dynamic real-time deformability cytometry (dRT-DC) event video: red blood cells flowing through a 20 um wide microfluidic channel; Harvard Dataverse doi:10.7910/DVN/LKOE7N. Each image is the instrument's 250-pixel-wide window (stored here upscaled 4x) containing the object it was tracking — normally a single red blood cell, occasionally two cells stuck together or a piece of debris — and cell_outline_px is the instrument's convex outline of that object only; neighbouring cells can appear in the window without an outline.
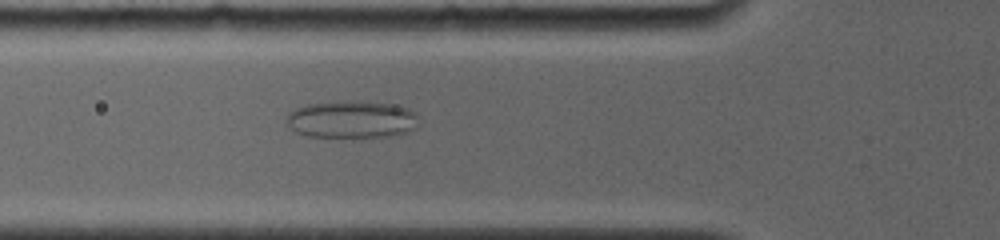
{"species": "common noctule bat (a hibernating species)", "species_latin": "Nyctalus noctula", "temperature_condition": "room temperature", "stored_images_in_passage": 15, "camera_frame_rate_fps": 4000, "um_per_image_px": 0.085, "animal": {"sex": "female", "body_mass_g": 19.0, "forearm_length_mm": 56.7}, "frame": {"image": 1, "passage_image": 7, "time_ms": 5.25, "image_size_px": [1000, 240], "cell_outline_px": [[416, 128], [408, 132], [388, 136], [308, 136], [296, 132], [288, 124], [288, 112], [304, 104], [388, 104], [408, 108], [416, 112]], "centroid_in_image_um": [29.9, 10.19], "position_along_channel_um": 95.9, "area_um2": 27.22}}
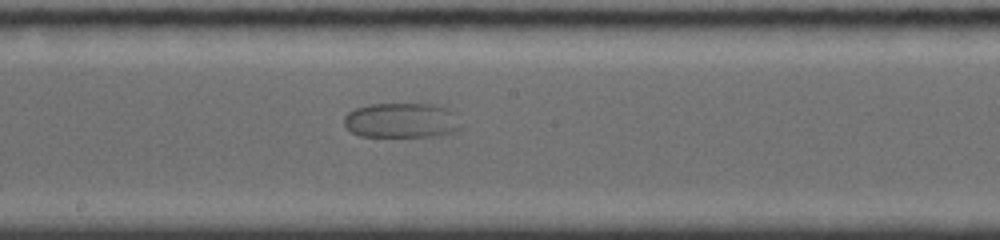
{"frame": {"image": 2, "passage_image": 11, "time_ms": 8.5, "image_size_px": [1000, 240], "cell_outline_px": [[460, 128], [456, 132], [440, 136], [360, 136], [352, 132], [344, 124], [344, 116], [348, 112], [356, 108], [368, 104], [432, 104], [448, 108], [452, 112], [460, 124]], "centroid_in_image_um": [34.13, 10.24], "position_along_channel_um": 214.1, "area_um2": 23.81}}
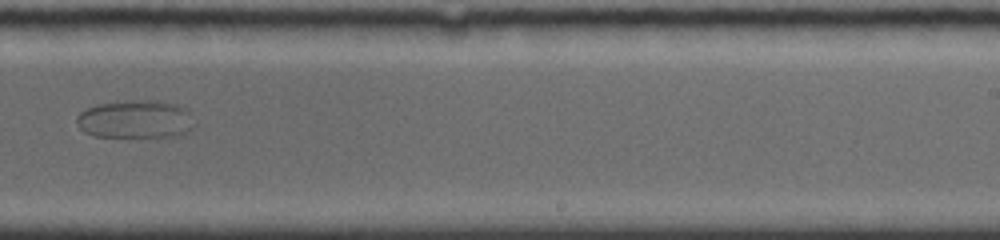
{"frame": {"image": 3, "passage_image": 13, "time_ms": 10.25, "image_size_px": [1000, 240], "cell_outline_px": [[196, 128], [180, 136], [92, 136], [84, 132], [76, 124], [76, 116], [80, 112], [96, 104], [132, 100], [156, 100], [176, 104], [184, 108], [188, 112], [196, 124]], "centroid_in_image_um": [11.53, 10.14], "position_along_channel_um": 277.5, "area_um2": 26.36}}